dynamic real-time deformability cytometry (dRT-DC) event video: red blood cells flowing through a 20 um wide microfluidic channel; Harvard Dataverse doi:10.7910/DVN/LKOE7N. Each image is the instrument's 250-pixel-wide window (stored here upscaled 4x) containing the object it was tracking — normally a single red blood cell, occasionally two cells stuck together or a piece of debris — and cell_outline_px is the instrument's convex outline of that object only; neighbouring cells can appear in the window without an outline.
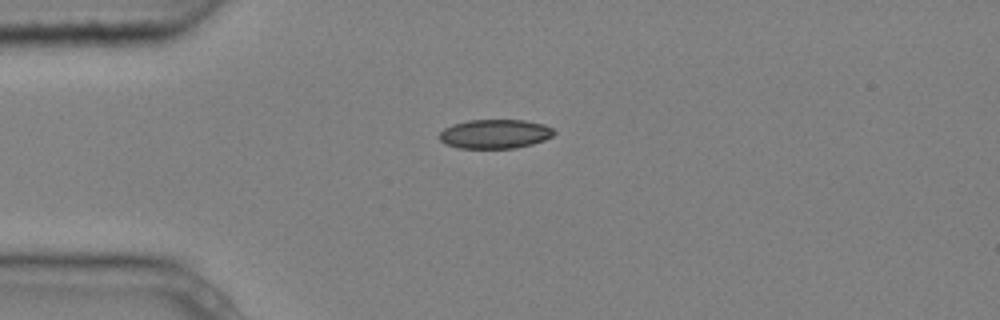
{"species": "common noctule bat (a hibernating species)", "species_latin": "Nyctalus noctula", "temperature_condition": "cold", "stored_images_in_passage": 4, "camera_frame_rate_fps": 3000, "um_per_image_px": 0.085, "animal": {"sex": "male", "body_mass_g": 20.4}, "frame": {"image": 1, "passage_image": 1, "time_ms": 0.0, "image_size_px": [1000, 320], "cell_outline_px": [[556, 132], [552, 136], [544, 140], [532, 144], [516, 148], [456, 148], [444, 144], [436, 136], [444, 128], [452, 124], [468, 120], [524, 120], [544, 124], [552, 128]], "centroid_in_image_um": [42.03, 11.39], "position_along_channel_um": 43.0, "area_um2": 19.71}}
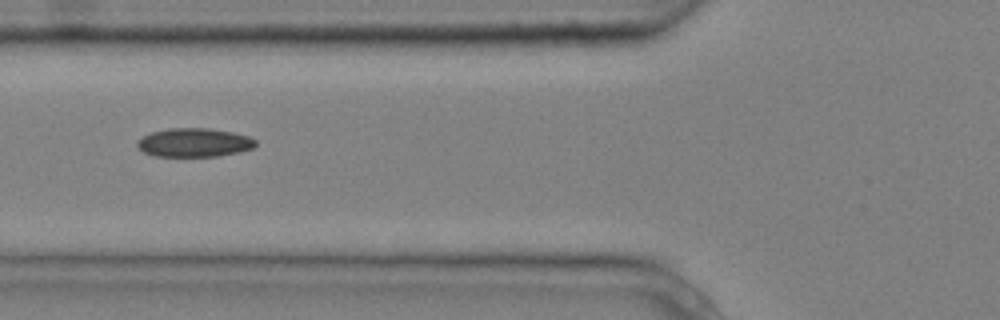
{"frame": {"image": 2, "passage_image": 3, "time_ms": 0.667, "image_size_px": [1000, 320], "cell_outline_px": [[256, 144], [252, 148], [240, 152], [220, 156], [156, 156], [144, 152], [136, 144], [136, 140], [152, 132], [168, 128], [208, 128], [232, 132], [248, 136], [256, 140]], "centroid_in_image_um": [16.51, 12.11], "position_along_channel_um": 109.3, "area_um2": 19.77}}